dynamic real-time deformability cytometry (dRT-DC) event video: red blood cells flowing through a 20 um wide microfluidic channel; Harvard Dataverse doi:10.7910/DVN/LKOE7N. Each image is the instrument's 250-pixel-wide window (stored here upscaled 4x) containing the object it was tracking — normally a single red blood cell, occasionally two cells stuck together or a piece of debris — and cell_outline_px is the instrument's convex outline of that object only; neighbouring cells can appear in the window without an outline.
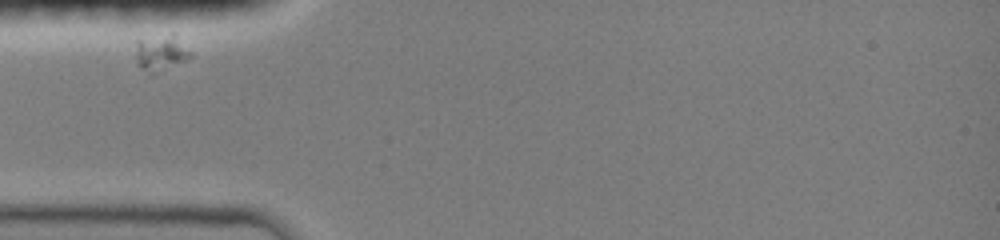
{"species": "common noctule bat (a hibernating species)", "species_latin": "Nyctalus noctula", "temperature_condition": "room temperature", "stored_images_in_passage": 64, "camera_frame_rate_fps": 3000, "um_per_image_px": 0.085, "animal": {"sex": "female", "body_mass_g": 19.0, "forearm_length_mm": 51.5}, "frame": {"image": 1, "passage_image": 1, "time_ms": 0.0, "image_size_px": [1000, 240], "cell_outline_px": [[192, 56], [152, 76], [148, 76], [140, 68], [136, 60], [136, 44], [140, 40], [172, 32], [176, 32], [192, 52]], "centroid_in_image_um": [13.69, 4.49], "position_along_channel_um": 71.3, "area_um2": 11.96}}
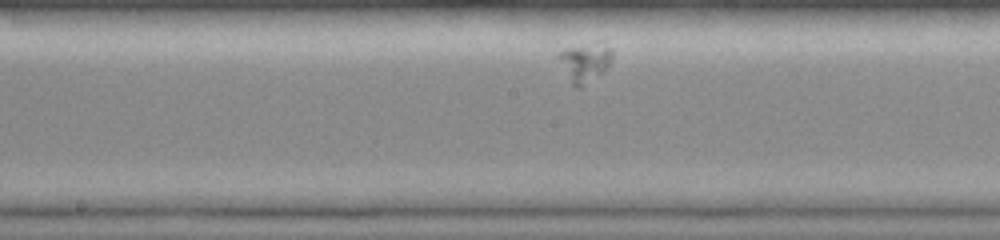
{"frame": {"image": 2, "passage_image": 27, "time_ms": 3.667, "image_size_px": [1000, 240], "cell_outline_px": [[612, 60], [608, 68], [580, 88], [576, 88], [572, 84], [556, 56], [560, 52], [568, 48], [600, 40], [612, 48]], "centroid_in_image_um": [49.76, 5.25], "position_along_channel_um": 198.4, "area_um2": 12.31}}
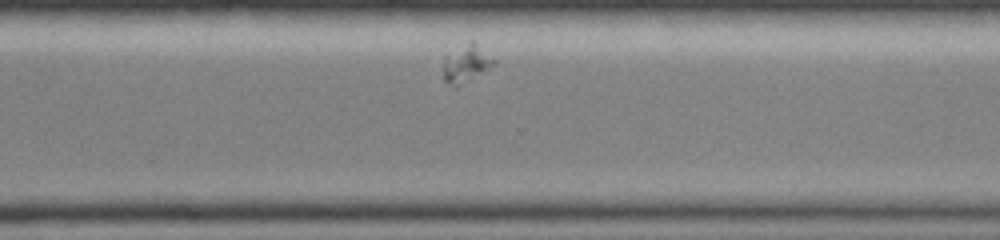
{"frame": {"image": 3, "passage_image": 53, "time_ms": 7.333, "image_size_px": [1000, 240], "cell_outline_px": [[496, 60], [488, 68], [456, 88], [444, 80], [444, 56], [468, 40], [472, 40]], "centroid_in_image_um": [39.59, 5.38], "position_along_channel_um": 331.0, "area_um2": 10.87}}